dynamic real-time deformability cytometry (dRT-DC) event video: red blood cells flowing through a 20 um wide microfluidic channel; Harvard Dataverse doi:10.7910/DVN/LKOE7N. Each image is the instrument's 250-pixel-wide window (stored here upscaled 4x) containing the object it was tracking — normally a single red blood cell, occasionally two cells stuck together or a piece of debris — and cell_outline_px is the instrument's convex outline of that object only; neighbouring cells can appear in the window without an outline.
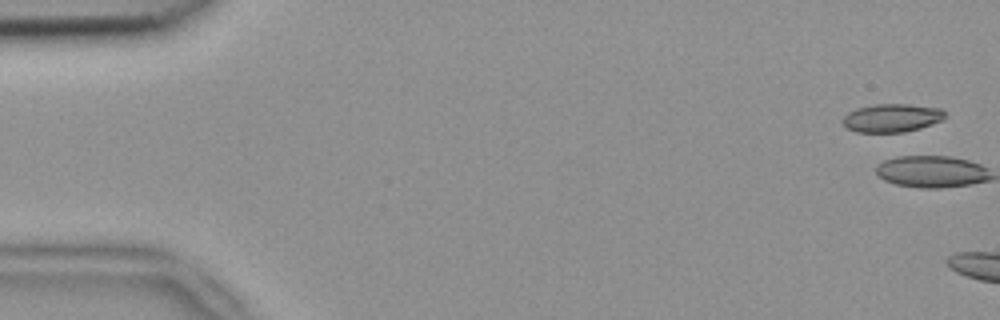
{"species": "common noctule bat (a hibernating species)", "species_latin": "Nyctalus noctula", "temperature_condition": "room temperature", "stored_images_in_passage": 2, "camera_frame_rate_fps": 3000, "um_per_image_px": 0.085, "animal": {"sex": "female", "body_mass_g": 18.4}, "frame": {"image": 1, "passage_image": 1, "time_ms": 0.0, "image_size_px": [1000, 320], "cell_outline_px": [[944, 120], [920, 128], [904, 132], [856, 132], [848, 128], [840, 120], [848, 112], [856, 108], [876, 104], [908, 104], [940, 108], [944, 112]], "centroid_in_image_um": [75.79, 10.02], "position_along_channel_um": 9.2, "area_um2": 16.88}}